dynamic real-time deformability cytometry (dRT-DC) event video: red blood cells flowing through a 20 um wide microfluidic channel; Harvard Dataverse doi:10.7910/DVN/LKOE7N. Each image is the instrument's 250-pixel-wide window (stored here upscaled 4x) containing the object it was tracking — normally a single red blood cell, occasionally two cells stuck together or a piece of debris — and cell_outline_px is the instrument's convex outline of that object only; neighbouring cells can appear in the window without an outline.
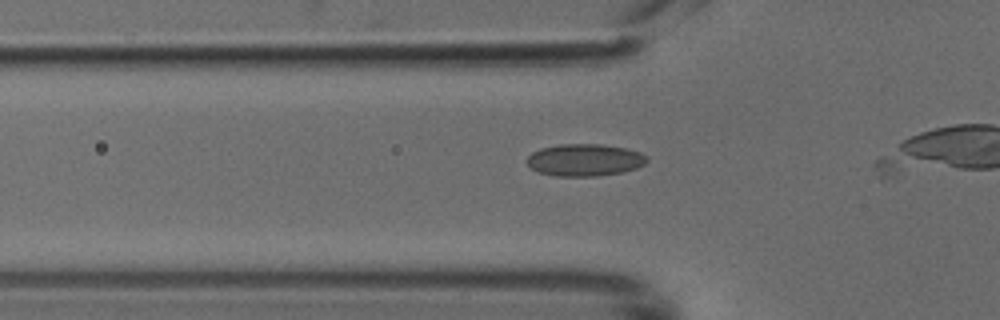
{"species": "common noctule bat (a hibernating species)", "species_latin": "Nyctalus noctula", "temperature_condition": "cold", "stored_images_in_passage": 5, "camera_frame_rate_fps": 3000, "um_per_image_px": 0.085, "animal": {"sex": "male", "body_mass_g": 18.8}, "frame": {"image": 1, "passage_image": 4, "time_ms": 1.0, "image_size_px": [1000, 320], "cell_outline_px": [[648, 160], [644, 164], [636, 168], [624, 172], [600, 176], [556, 176], [536, 172], [528, 164], [528, 156], [532, 152], [540, 148], [560, 144], [600, 144], [624, 148], [640, 152], [648, 156]], "centroid_in_image_um": [49.71, 13.6], "position_along_channel_um": 76.1, "area_um2": 22.6}}